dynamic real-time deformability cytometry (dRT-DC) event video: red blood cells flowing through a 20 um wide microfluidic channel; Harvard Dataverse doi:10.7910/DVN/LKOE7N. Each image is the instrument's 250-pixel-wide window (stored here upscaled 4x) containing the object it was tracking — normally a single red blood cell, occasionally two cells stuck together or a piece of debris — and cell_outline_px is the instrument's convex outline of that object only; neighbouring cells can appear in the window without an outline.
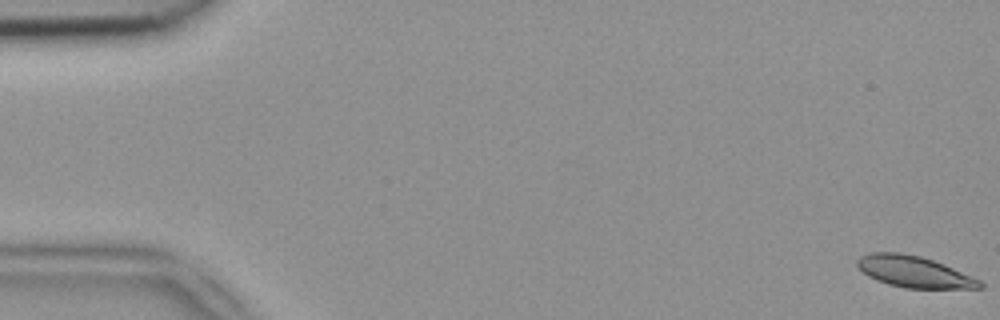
{"species": "common noctule bat (a hibernating species)", "species_latin": "Nyctalus noctula", "temperature_condition": "room temperature", "stored_images_in_passage": 53, "camera_frame_rate_fps": 3000, "um_per_image_px": 0.085, "animal": {"sex": "female", "body_mass_g": 18.4}, "frame": {"image": 1, "passage_image": 1, "time_ms": 0.0, "image_size_px": [1000, 320], "cell_outline_px": [[984, 288], [904, 288], [888, 284], [876, 280], [868, 276], [856, 264], [856, 260], [860, 256], [868, 252], [900, 252], [920, 256], [944, 264], [972, 276], [980, 280], [984, 284]], "centroid_in_image_um": [77.68, 23.09], "position_along_channel_um": 7.3, "area_um2": 22.43}}
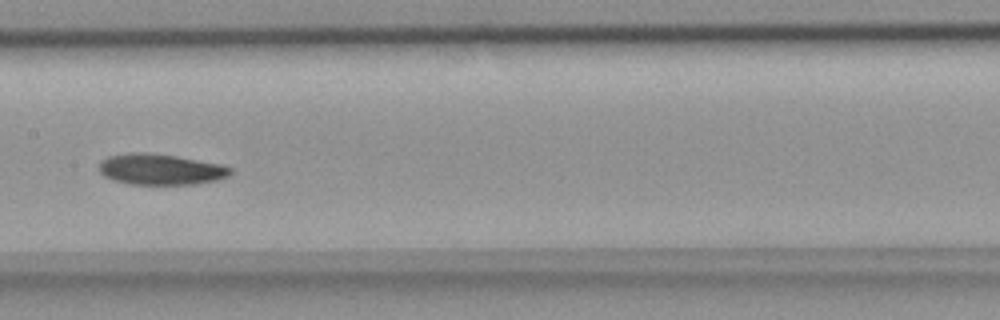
{"frame": {"image": 2, "passage_image": 27, "time_ms": 8.667, "image_size_px": [1000, 320], "cell_outline_px": [[232, 172], [228, 176], [216, 180], [192, 184], [128, 184], [112, 180], [104, 176], [100, 172], [100, 160], [108, 156], [128, 152], [144, 152], [176, 156], [224, 164], [232, 168]], "centroid_in_image_um": [13.64, 14.38], "position_along_channel_um": 193.8, "area_um2": 23.81}}
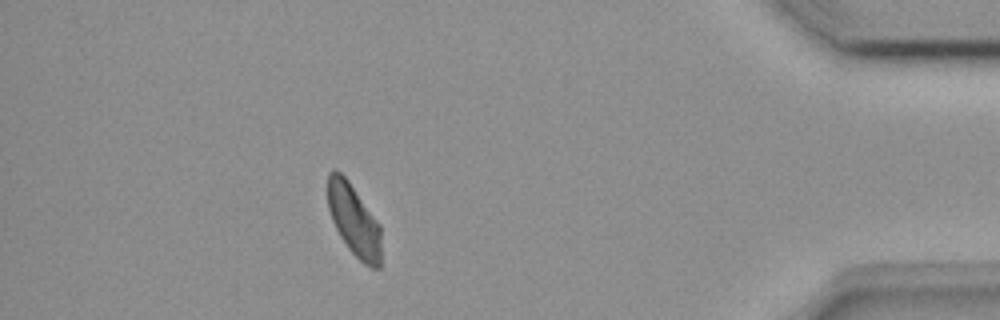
{"frame": {"image": 3, "passage_image": 47, "time_ms": 15.333, "image_size_px": [1000, 320], "cell_outline_px": [[380, 268], [372, 268], [364, 264], [348, 248], [340, 236], [332, 220], [328, 208], [328, 172], [336, 168], [348, 180], [380, 224]], "centroid_in_image_um": [30.07, 18.7], "position_along_channel_um": 405.1, "area_um2": 22.2}, "authors_computed_cell_mechanics": {"area_um2": 23.4668, "velocity_mm_per_s": 3.8882, "shape_relaxation_time_tau1_ms": 6.2757, "shape_relaxation_time_tau2_ms": null, "deformation_change_tau1": 0.1461, "deformation_change_tau2": null}}